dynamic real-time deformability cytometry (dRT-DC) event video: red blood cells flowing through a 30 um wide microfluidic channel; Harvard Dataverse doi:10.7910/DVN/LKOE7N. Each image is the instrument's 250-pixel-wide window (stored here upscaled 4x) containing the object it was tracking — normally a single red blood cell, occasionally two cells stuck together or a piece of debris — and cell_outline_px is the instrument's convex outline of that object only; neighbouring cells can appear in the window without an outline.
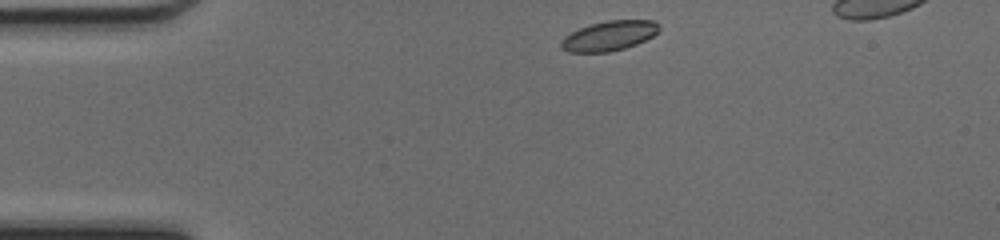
{"species": "common noctule bat (a hibernating species)", "species_latin": "Nyctalus noctula", "temperature_condition": "cold", "stored_images_in_passage": 36, "camera_frame_rate_fps": 3000, "um_per_image_px": 0.085, "animal": {"sex": "female", "body_mass_g": 17.0, "forearm_length_mm": 48.0}, "frame": {"image": 1, "passage_image": 1, "time_ms": 0.0, "image_size_px": [1000, 240], "cell_outline_px": [[660, 28], [652, 36], [636, 44], [624, 48], [608, 52], [568, 52], [560, 44], [564, 36], [580, 28], [592, 24], [608, 20], [652, 20]], "centroid_in_image_um": [51.76, 3.04], "position_along_channel_um": 33.2, "area_um2": 16.65}}
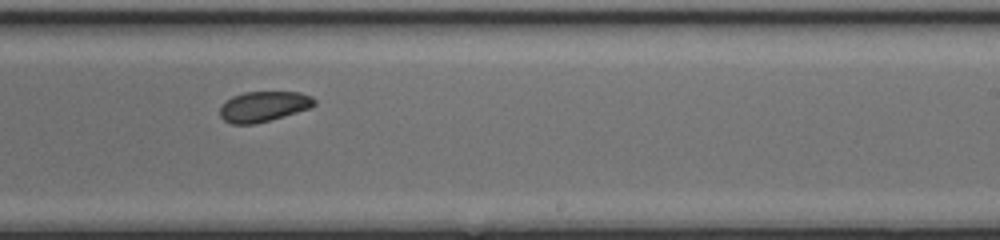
{"frame": {"image": 2, "passage_image": 21, "time_ms": 6.667, "image_size_px": [1000, 240], "cell_outline_px": [[316, 104], [308, 108], [296, 112], [256, 124], [232, 124], [224, 120], [220, 116], [220, 108], [232, 96], [244, 92], [300, 92], [312, 96], [316, 100]], "centroid_in_image_um": [22.41, 9.04], "position_along_channel_um": 266.6, "area_um2": 16.53}}
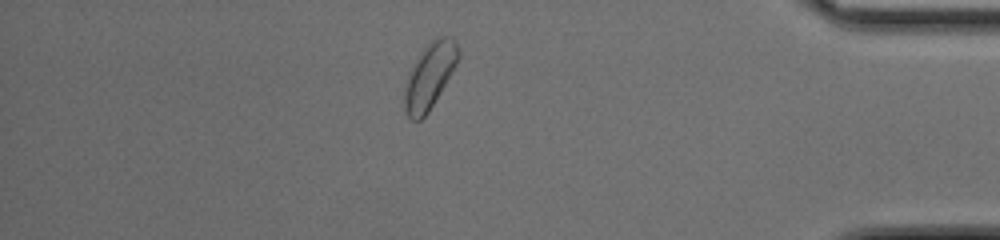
{"frame": {"image": 3, "passage_image": 33, "time_ms": 10.667, "image_size_px": [1000, 240], "cell_outline_px": [[460, 56], [452, 72], [428, 112], [420, 120], [412, 120], [408, 116], [404, 108], [404, 88], [408, 72], [412, 64], [428, 40], [436, 36], [452, 36], [456, 40], [460, 52]], "centroid_in_image_um": [36.51, 6.38], "position_along_channel_um": 398.7, "area_um2": 20.87}, "authors_computed_cell_mechanics": {"area_um2": 17.6868, "velocity_mm_per_s": 4.2287, "shape_relaxation_time_tau1_ms": 1.1555, "shape_relaxation_time_tau2_ms": 3.8873, "deformation_change_tau1": 0.0534, "deformation_change_tau2": 0.0637}}